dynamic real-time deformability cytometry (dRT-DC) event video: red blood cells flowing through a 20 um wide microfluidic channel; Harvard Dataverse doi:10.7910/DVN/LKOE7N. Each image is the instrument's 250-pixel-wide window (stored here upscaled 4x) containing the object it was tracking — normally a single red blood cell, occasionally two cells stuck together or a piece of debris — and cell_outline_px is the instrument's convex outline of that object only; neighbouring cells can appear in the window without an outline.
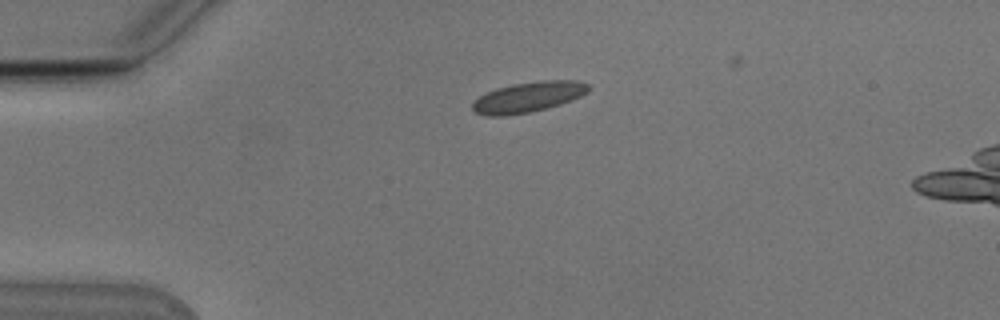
{"species": "Egyptian fruit bat (a non-hibernating species)", "species_latin": "Rousettus aegyptiacus", "temperature_condition": "cold", "stored_images_in_passage": 33, "camera_frame_rate_fps": 3000, "um_per_image_px": 0.085, "animal": {"sex": "male"}, "frame": {"image": 1, "passage_image": 1, "time_ms": 0.0, "image_size_px": [1000, 320], "cell_outline_px": [[592, 88], [588, 92], [572, 100], [560, 104], [532, 112], [504, 116], [484, 116], [476, 112], [472, 108], [472, 100], [496, 88], [512, 84], [540, 80], [576, 80], [588, 84]], "centroid_in_image_um": [44.9, 8.25], "position_along_channel_um": 40.1, "area_um2": 20.75}}
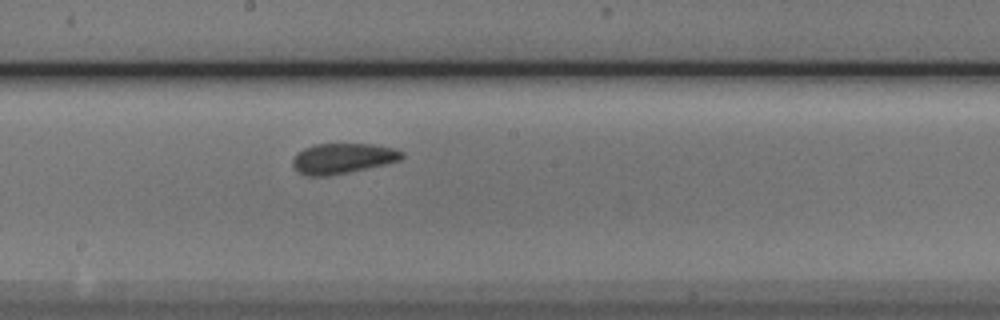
{"frame": {"image": 2, "passage_image": 18, "time_ms": 5.667, "image_size_px": [1000, 320], "cell_outline_px": [[404, 156], [400, 160], [384, 164], [348, 172], [328, 176], [308, 176], [300, 172], [292, 164], [292, 160], [296, 152], [304, 148], [316, 144], [372, 144], [392, 148], [404, 152]], "centroid_in_image_um": [29.11, 13.46], "position_along_channel_um": 219.1, "area_um2": 19.13}}
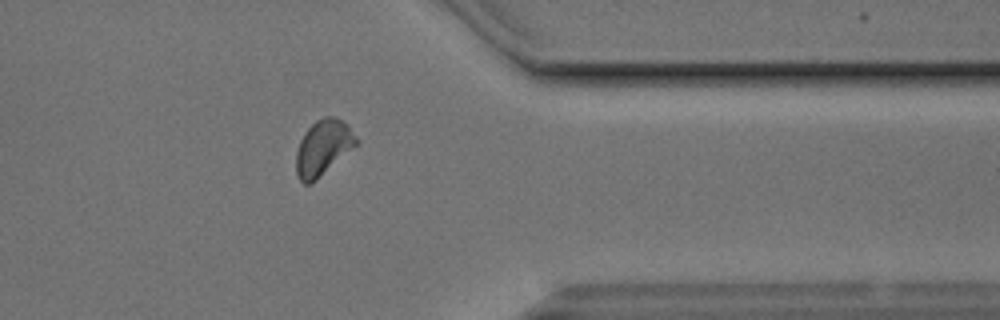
{"frame": {"image": 3, "passage_image": 32, "time_ms": 10.333, "image_size_px": [1000, 320], "cell_outline_px": [[360, 140], [356, 144], [312, 184], [304, 184], [296, 176], [296, 152], [300, 140], [304, 132], [316, 120], [324, 116], [336, 116], [348, 124]], "centroid_in_image_um": [27.45, 12.53], "position_along_channel_um": 383.9, "area_um2": 19.48}}